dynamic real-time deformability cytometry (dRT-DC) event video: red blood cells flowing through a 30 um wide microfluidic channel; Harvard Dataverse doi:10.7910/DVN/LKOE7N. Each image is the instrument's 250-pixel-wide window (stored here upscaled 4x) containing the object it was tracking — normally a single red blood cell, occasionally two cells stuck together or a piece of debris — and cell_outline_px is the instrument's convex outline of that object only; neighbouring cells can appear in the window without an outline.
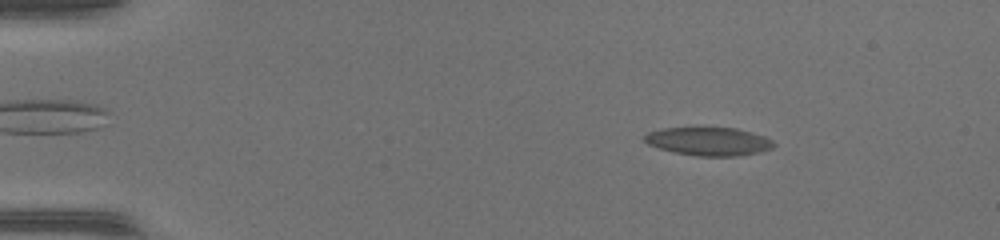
{"species": "common noctule bat (a hibernating species)", "species_latin": "Nyctalus noctula", "temperature_condition": "warm", "stored_images_in_passage": 53, "segment_of_instrument_passage": [1, 2], "camera_frame_rate_fps": 3000, "um_per_image_px": 0.085, "animal": {"sex": "female", "body_mass_g": 17.0, "forearm_length_mm": 48.0}, "frame": {"image": 1, "passage_image": 8, "time_ms": 2.333, "image_size_px": [1000, 240], "cell_outline_px": [[776, 144], [772, 148], [756, 152], [732, 156], [700, 156], [676, 152], [660, 148], [648, 144], [644, 140], [644, 136], [648, 132], [664, 128], [736, 128], [764, 136], [772, 140]], "centroid_in_image_um": [60.24, 12.01], "position_along_channel_um": 24.8, "area_um2": 20.87}}
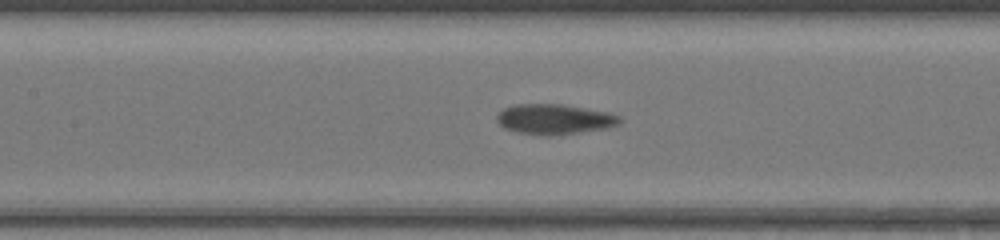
{"frame": {"image": 2, "passage_image": 25, "time_ms": 8.0, "image_size_px": [1000, 240], "cell_outline_px": [[624, 120], [616, 124], [604, 128], [552, 136], [548, 136], [520, 132], [504, 128], [496, 120], [496, 116], [504, 108], [516, 104], [560, 104], [608, 112], [620, 116]], "centroid_in_image_um": [47.11, 10.12], "position_along_channel_um": 160.3, "area_um2": 21.33}}
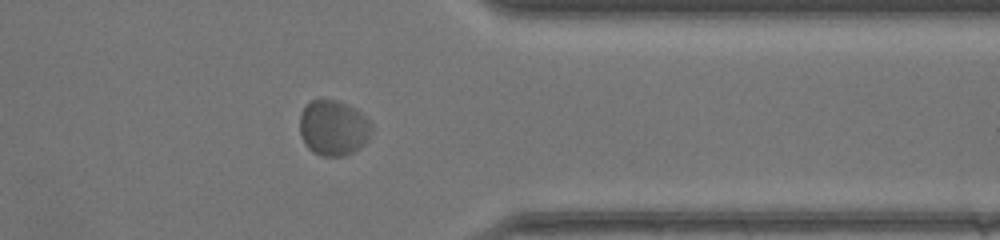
{"frame": {"image": 3, "passage_image": 42, "time_ms": 13.667, "image_size_px": [1000, 240], "cell_outline_px": [[372, 132], [368, 140], [364, 144], [352, 152], [344, 156], [324, 156], [312, 152], [308, 148], [300, 132], [300, 112], [312, 100], [336, 100], [356, 108], [372, 124]], "centroid_in_image_um": [28.35, 10.87], "position_along_channel_um": 383.0, "area_um2": 23.12}}